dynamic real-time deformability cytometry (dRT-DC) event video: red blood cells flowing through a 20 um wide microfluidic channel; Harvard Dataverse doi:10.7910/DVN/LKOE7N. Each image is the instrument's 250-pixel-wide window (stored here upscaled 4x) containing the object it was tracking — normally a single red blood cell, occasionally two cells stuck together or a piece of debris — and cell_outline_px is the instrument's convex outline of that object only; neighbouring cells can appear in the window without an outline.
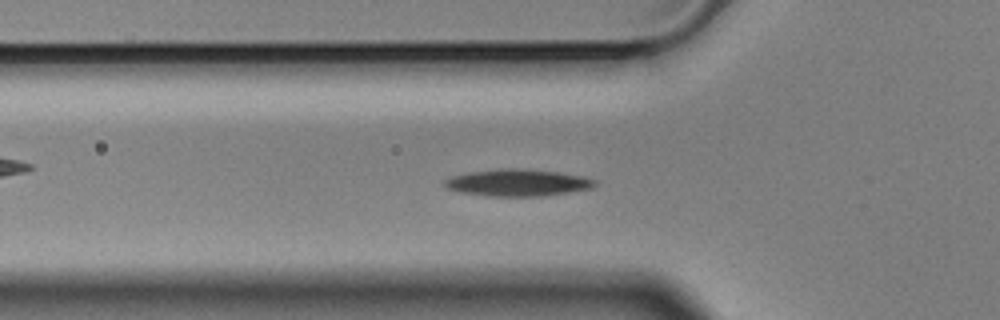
{"species": "Egyptian fruit bat (a non-hibernating species)", "species_latin": "Rousettus aegyptiacus", "temperature_condition": "cold", "stored_images_in_passage": 57, "camera_frame_rate_fps": 3000, "um_per_image_px": 0.085, "animal": {"sex": "male"}, "frame": {"image": 1, "passage_image": 18, "time_ms": 5.667, "image_size_px": [1000, 320], "cell_outline_px": [[596, 184], [592, 188], [544, 196], [488, 196], [460, 192], [448, 188], [444, 184], [444, 180], [452, 176], [468, 172], [500, 168], [516, 168], [556, 172], [580, 176], [596, 180]], "centroid_in_image_um": [43.97, 15.53], "position_along_channel_um": 81.8, "area_um2": 23.35}}
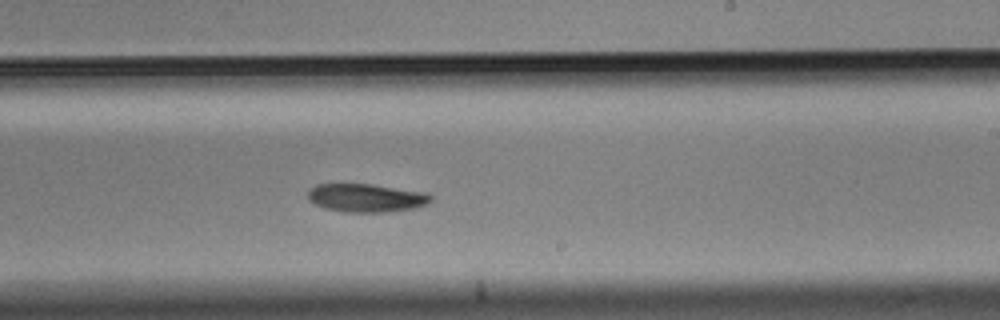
{"frame": {"image": 2, "passage_image": 33, "time_ms": 10.667, "image_size_px": [1000, 320], "cell_outline_px": [[432, 200], [428, 204], [416, 208], [388, 212], [348, 212], [324, 208], [308, 200], [308, 188], [316, 184], [372, 184], [428, 192], [432, 196]], "centroid_in_image_um": [31.16, 16.81], "position_along_channel_um": 257.8, "area_um2": 20.58}}
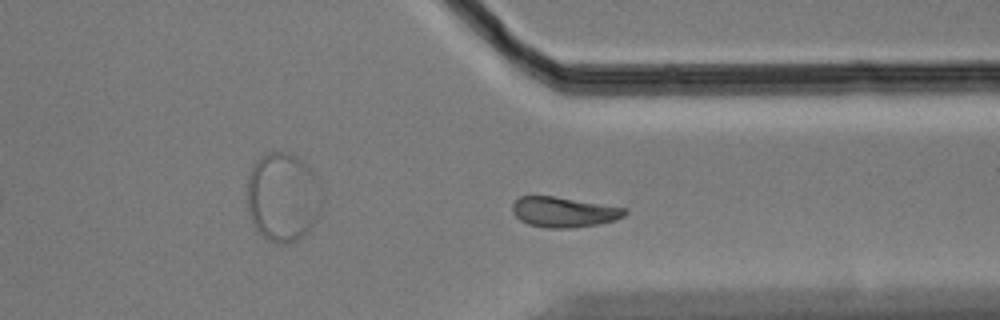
{"frame": {"image": 3, "passage_image": 42, "time_ms": 13.667, "image_size_px": [1000, 320], "cell_outline_px": [[628, 212], [624, 216], [616, 220], [600, 224], [572, 228], [544, 228], [528, 224], [520, 220], [512, 212], [512, 204], [520, 196], [552, 196], [628, 208]], "centroid_in_image_um": [47.94, 18.03], "position_along_channel_um": 363.5, "area_um2": 19.94}, "authors_computed_cell_mechanics": {"area_um2": 21.3282, "velocity_mm_per_s": 3.519, "shape_relaxation_time_tau1_ms": 3.4224, "shape_relaxation_time_tau2_ms": null, "deformation_change_tau1": 0.1053, "deformation_change_tau2": null}}